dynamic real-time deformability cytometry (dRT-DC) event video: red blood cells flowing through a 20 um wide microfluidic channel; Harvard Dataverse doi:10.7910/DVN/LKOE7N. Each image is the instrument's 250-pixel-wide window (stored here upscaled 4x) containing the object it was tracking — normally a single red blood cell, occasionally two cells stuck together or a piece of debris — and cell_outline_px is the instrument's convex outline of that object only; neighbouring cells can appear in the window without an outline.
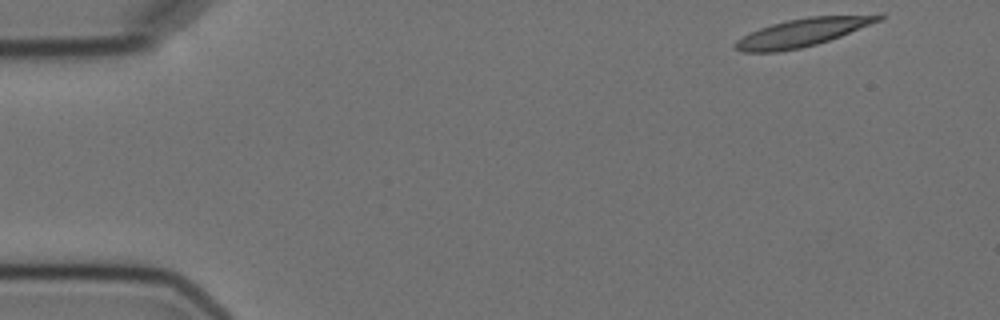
{"species": "Egyptian fruit bat (a non-hibernating species)", "species_latin": "Rousettus aegyptiacus", "temperature_condition": "cold", "stored_images_in_passage": 4, "camera_frame_rate_fps": 3000, "um_per_image_px": 0.085, "animal": {"sex": "female"}, "frame": {"image": 1, "passage_image": 1, "time_ms": 0.0, "image_size_px": [1000, 320], "cell_outline_px": [[884, 16], [880, 20], [840, 36], [816, 44], [800, 48], [776, 52], [744, 52], [732, 48], [732, 44], [736, 40], [760, 28], [772, 24], [788, 20], [808, 16], [884, 12]], "centroid_in_image_um": [68.28, 2.72], "position_along_channel_um": 16.7, "area_um2": 23.7}}